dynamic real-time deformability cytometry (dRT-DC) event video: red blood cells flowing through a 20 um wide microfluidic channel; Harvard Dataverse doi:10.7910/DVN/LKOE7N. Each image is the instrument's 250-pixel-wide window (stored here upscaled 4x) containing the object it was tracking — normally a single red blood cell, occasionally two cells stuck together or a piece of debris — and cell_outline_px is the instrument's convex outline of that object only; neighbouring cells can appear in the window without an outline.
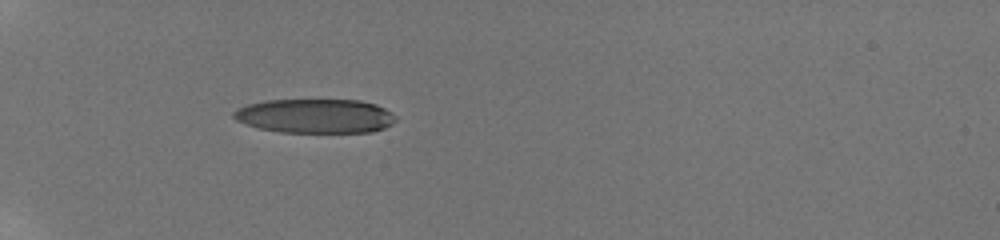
{"species": "human", "species_latin": "Homo sapiens", "temperature_condition": "room temperature", "stored_images_in_passage": 80, "camera_frame_rate_fps": 3000, "um_per_image_px": 0.085, "donor": {"sex": "male"}, "frame": {"image": 1, "passage_image": 1, "time_ms": 0.0, "image_size_px": [1000, 240], "cell_outline_px": [[396, 120], [392, 124], [384, 128], [372, 132], [280, 132], [260, 128], [236, 120], [232, 116], [232, 112], [248, 104], [264, 100], [360, 100], [376, 104], [384, 108], [396, 116]], "centroid_in_image_um": [26.82, 9.85], "position_along_channel_um": 58.2, "area_um2": 32.25}}
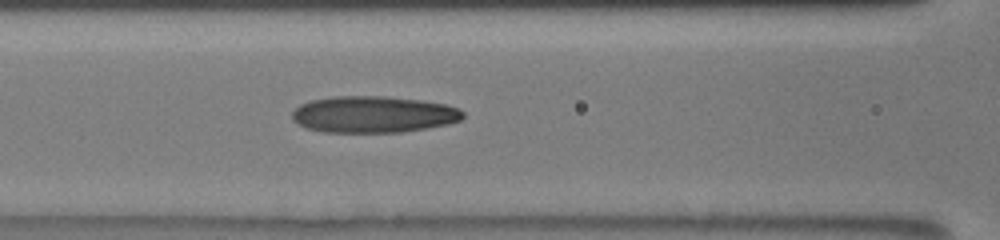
{"frame": {"image": 2, "passage_image": 19, "time_ms": 2.667, "image_size_px": [1000, 240], "cell_outline_px": [[464, 116], [460, 120], [448, 124], [400, 132], [324, 132], [304, 128], [292, 120], [292, 112], [300, 104], [312, 100], [332, 96], [384, 96], [424, 100], [448, 104], [460, 108], [464, 112]], "centroid_in_image_um": [31.74, 9.71], "position_along_channel_um": 134.9, "area_um2": 36.7}}
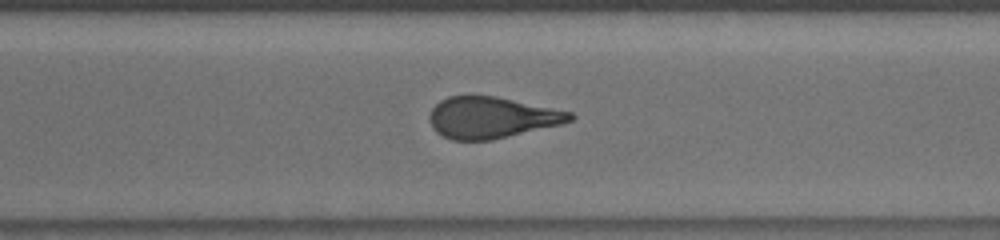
{"frame": {"image": 3, "passage_image": 45, "time_ms": 7.667, "image_size_px": [1000, 240], "cell_outline_px": [[576, 116], [572, 120], [564, 124], [492, 140], [452, 140], [436, 132], [432, 128], [428, 116], [432, 108], [440, 100], [448, 96], [496, 96], [572, 112]], "centroid_in_image_um": [41.79, 10.0], "position_along_channel_um": 328.8, "area_um2": 33.99}, "authors_computed_cell_mechanics": {"area_um2": 34.8534, "velocity_mm_per_s": 3.891, "shape_relaxation_time_tau1_ms": null, "shape_relaxation_time_tau2_ms": 2.0688, "deformation_change_tau1": null, "deformation_change_tau2": 0.1109}}